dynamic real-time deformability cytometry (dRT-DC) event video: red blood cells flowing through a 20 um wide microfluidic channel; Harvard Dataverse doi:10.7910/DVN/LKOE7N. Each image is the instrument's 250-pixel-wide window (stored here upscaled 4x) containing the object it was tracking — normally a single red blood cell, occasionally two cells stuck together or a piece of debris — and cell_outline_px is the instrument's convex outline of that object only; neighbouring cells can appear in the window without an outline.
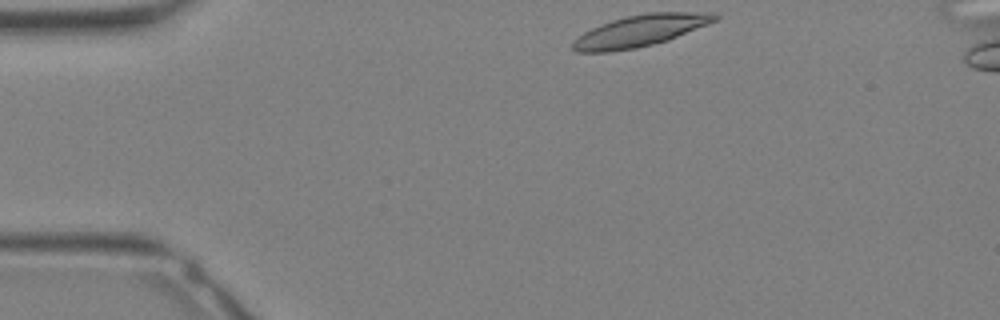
{"species": "Egyptian fruit bat (a non-hibernating species)", "species_latin": "Rousettus aegyptiacus", "temperature_condition": "warm", "stored_images_in_passage": 19, "camera_frame_rate_fps": 3000, "um_per_image_px": 0.085, "animal": {"sex": "female"}, "frame": {"image": 1, "passage_image": 1, "time_ms": 0.0, "image_size_px": [1000, 320], "cell_outline_px": [[720, 16], [716, 20], [708, 24], [668, 40], [636, 48], [612, 52], [576, 52], [572, 48], [572, 40], [584, 32], [600, 24], [624, 16], [648, 12], [708, 12]], "centroid_in_image_um": [54.38, 2.61], "position_along_channel_um": 30.6, "area_um2": 26.18}}
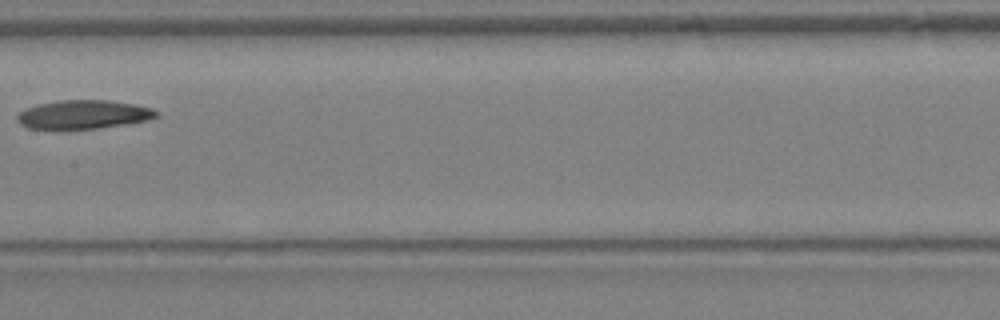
{"frame": {"image": 2, "passage_image": 12, "time_ms": 3.667, "image_size_px": [1000, 320], "cell_outline_px": [[160, 116], [148, 120], [128, 124], [96, 128], [56, 132], [28, 128], [20, 124], [16, 120], [16, 116], [24, 108], [40, 104], [60, 100], [108, 100], [136, 104], [152, 108], [160, 112]], "centroid_in_image_um": [7.06, 9.77], "position_along_channel_um": 200.3, "area_um2": 24.28}}
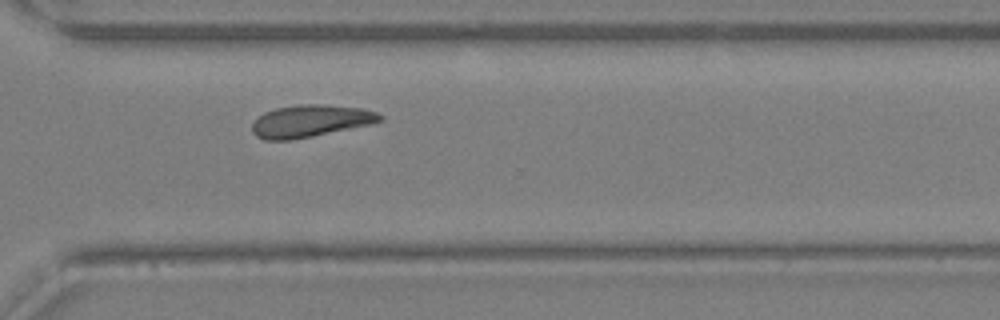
{"frame": {"image": 3, "passage_image": 19, "time_ms": 6.0, "image_size_px": [1000, 320], "cell_outline_px": [[384, 120], [368, 124], [312, 136], [292, 140], [264, 140], [256, 136], [252, 132], [252, 124], [264, 112], [276, 108], [300, 104], [324, 104], [360, 108], [376, 112], [384, 116]], "centroid_in_image_um": [26.36, 10.28], "position_along_channel_um": 344.2, "area_um2": 23.76}}